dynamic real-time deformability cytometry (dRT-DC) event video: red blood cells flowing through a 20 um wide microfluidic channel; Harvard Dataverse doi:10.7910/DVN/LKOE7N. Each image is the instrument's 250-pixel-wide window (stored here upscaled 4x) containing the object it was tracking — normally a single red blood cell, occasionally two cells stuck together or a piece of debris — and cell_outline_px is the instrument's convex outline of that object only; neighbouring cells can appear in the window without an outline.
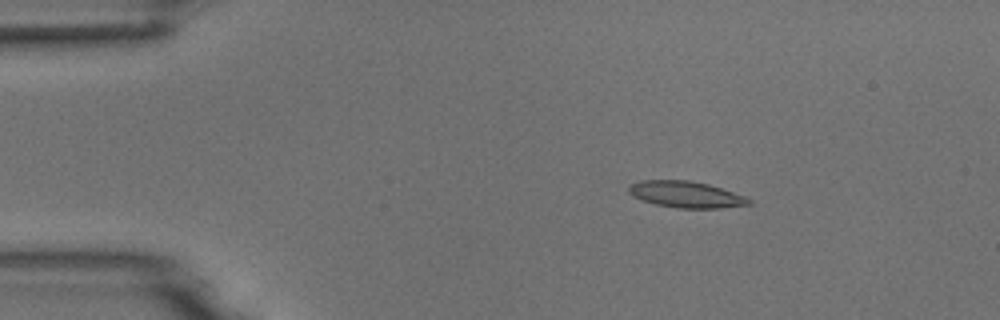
{"species": "common noctule bat (a hibernating species)", "species_latin": "Nyctalus noctula", "temperature_condition": "room temperature", "stored_images_in_passage": 5, "camera_frame_rate_fps": 3000, "um_per_image_px": 0.085, "animal": {"sex": "male", "body_mass_g": 18.8}, "frame": {"image": 1, "passage_image": 3, "time_ms": 2.667, "image_size_px": [1000, 320], "cell_outline_px": [[752, 204], [720, 208], [676, 208], [656, 204], [640, 200], [632, 196], [628, 192], [628, 184], [640, 180], [688, 180], [708, 184], [744, 196], [752, 200]], "centroid_in_image_um": [58.25, 16.53], "position_along_channel_um": 26.7, "area_um2": 18.55}}